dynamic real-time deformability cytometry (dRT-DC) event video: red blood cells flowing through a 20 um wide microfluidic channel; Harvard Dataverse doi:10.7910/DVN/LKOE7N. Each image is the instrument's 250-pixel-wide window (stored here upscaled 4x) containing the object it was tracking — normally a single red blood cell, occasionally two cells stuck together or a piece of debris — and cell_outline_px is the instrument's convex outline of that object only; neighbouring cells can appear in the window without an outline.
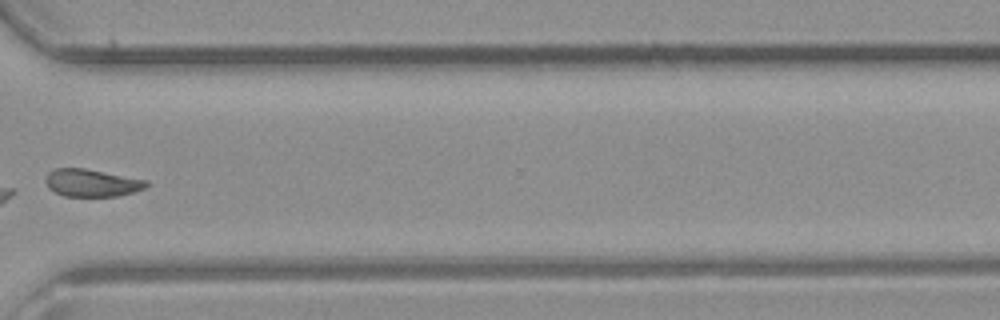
{"species": "common noctule bat (a hibernating species)", "species_latin": "Nyctalus noctula", "temperature_condition": "room temperature", "stored_images_in_passage": 33, "camera_frame_rate_fps": 3000, "um_per_image_px": 0.085, "animal": {"sex": "male", "body_mass_g": 23.1, "forearm_length_mm": 52.7}, "frame": {"image": 1, "passage_image": 24, "time_ms": 7.667, "image_size_px": [1000, 320], "cell_outline_px": [[148, 184], [144, 188], [132, 192], [116, 196], [64, 196], [48, 188], [44, 180], [48, 172], [56, 168], [84, 168], [148, 180]], "centroid_in_image_um": [7.76, 15.54], "position_along_channel_um": 362.8, "area_um2": 16.07}}